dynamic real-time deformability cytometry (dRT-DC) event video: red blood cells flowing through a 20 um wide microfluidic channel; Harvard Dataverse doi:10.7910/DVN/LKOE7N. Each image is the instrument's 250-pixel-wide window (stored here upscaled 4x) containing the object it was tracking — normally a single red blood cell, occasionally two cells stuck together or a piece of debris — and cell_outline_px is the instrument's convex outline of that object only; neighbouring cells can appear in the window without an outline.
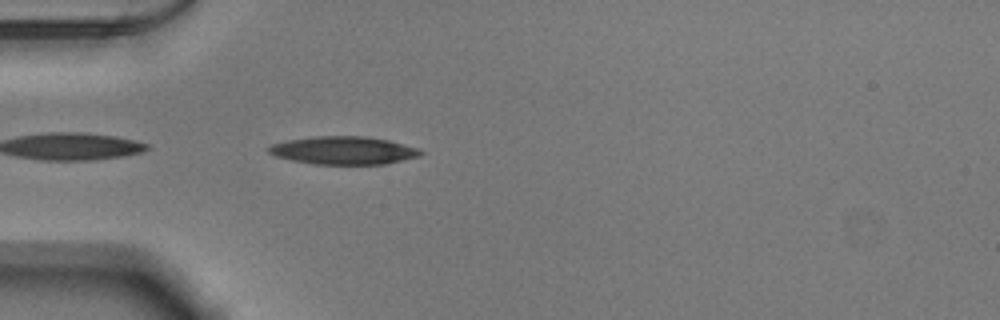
{"species": "Egyptian fruit bat (a non-hibernating species)", "species_latin": "Rousettus aegyptiacus", "temperature_condition": "warm", "stored_images_in_passage": 15, "camera_frame_rate_fps": 3000, "um_per_image_px": 0.085, "animal": {"sex": "male"}, "frame": {"image": 1, "passage_image": 1, "time_ms": 0.0, "image_size_px": [1000, 320], "cell_outline_px": [[424, 152], [420, 156], [384, 164], [316, 164], [292, 160], [276, 156], [268, 152], [268, 148], [272, 144], [288, 140], [312, 136], [368, 136], [388, 140], [420, 148]], "centroid_in_image_um": [29.23, 12.78], "position_along_channel_um": 55.8, "area_um2": 24.74}}
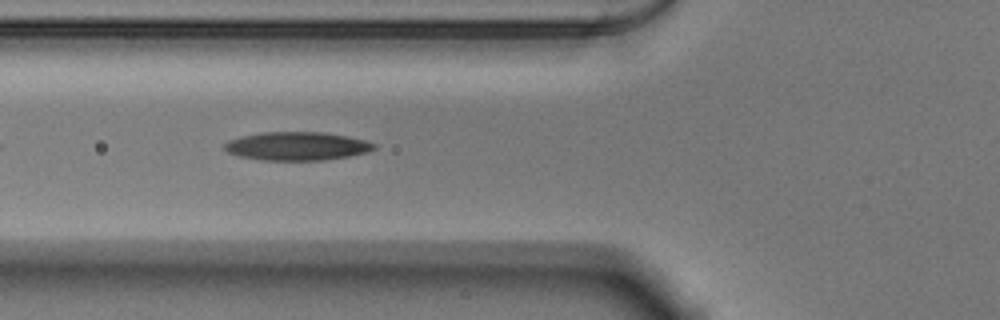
{"frame": {"image": 2, "passage_image": 5, "time_ms": 1.333, "image_size_px": [1000, 320], "cell_outline_px": [[376, 148], [368, 152], [348, 156], [324, 160], [264, 160], [240, 156], [228, 152], [224, 148], [224, 144], [228, 140], [240, 136], [260, 132], [324, 132], [348, 136], [364, 140], [376, 144]], "centroid_in_image_um": [25.24, 12.41], "position_along_channel_um": 100.6, "area_um2": 24.8}}
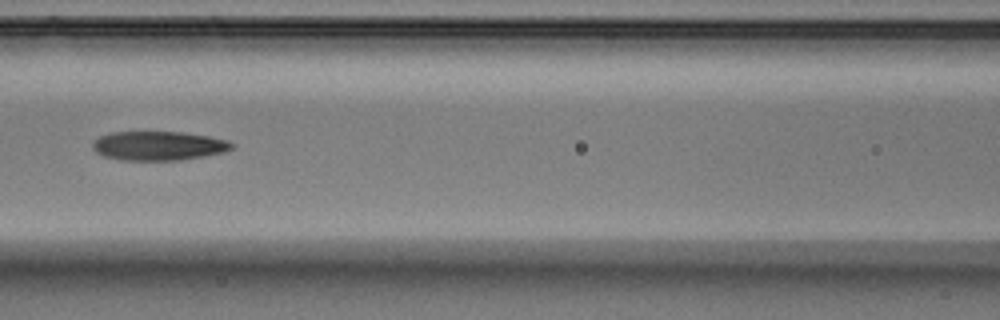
{"frame": {"image": 3, "passage_image": 9, "time_ms": 2.667, "image_size_px": [1000, 320], "cell_outline_px": [[236, 144], [232, 148], [224, 152], [204, 156], [180, 160], [120, 160], [104, 156], [96, 152], [92, 148], [92, 144], [100, 136], [112, 132], [184, 132], [208, 136], [228, 140]], "centroid_in_image_um": [13.5, 12.39], "position_along_channel_um": 153.1, "area_um2": 23.64}}